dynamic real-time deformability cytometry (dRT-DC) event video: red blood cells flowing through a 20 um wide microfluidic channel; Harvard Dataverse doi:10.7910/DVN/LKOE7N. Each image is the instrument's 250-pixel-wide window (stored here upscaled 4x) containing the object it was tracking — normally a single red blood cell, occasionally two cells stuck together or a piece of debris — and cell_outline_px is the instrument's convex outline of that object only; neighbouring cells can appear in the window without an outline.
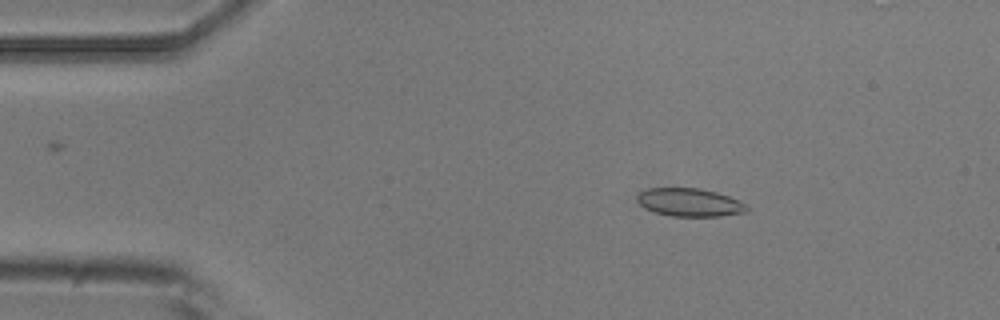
{"species": "common noctule bat (a hibernating species)", "species_latin": "Nyctalus noctula", "temperature_condition": "room temperature", "stored_images_in_passage": 53, "camera_frame_rate_fps": 3000, "um_per_image_px": 0.085, "animal": {"sex": "male", "body_mass_g": 20.5, "forearm_length_mm": 52.5}, "frame": {"image": 1, "passage_image": 8, "time_ms": 2.333, "image_size_px": [1000, 320], "cell_outline_px": [[748, 212], [720, 216], [672, 216], [656, 212], [644, 208], [636, 200], [636, 196], [644, 188], [700, 188], [716, 192], [728, 196], [744, 204], [748, 208]], "centroid_in_image_um": [58.58, 17.2], "position_along_channel_um": 26.4, "area_um2": 17.92}}
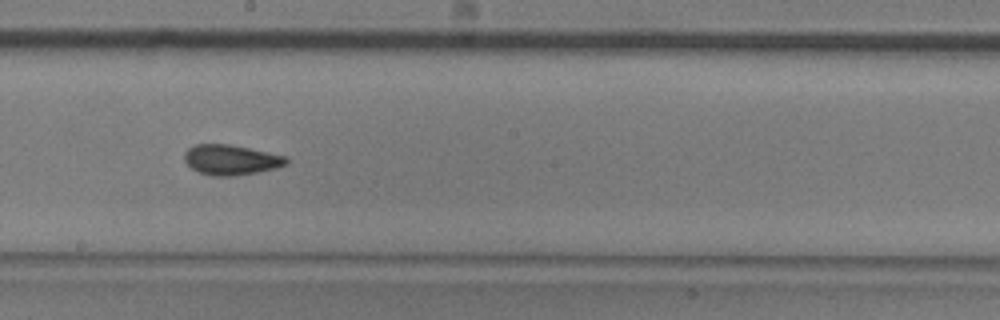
{"frame": {"image": 2, "passage_image": 29, "time_ms": 9.333, "image_size_px": [1000, 320], "cell_outline_px": [[288, 164], [276, 168], [256, 172], [232, 176], [212, 176], [200, 172], [192, 168], [184, 160], [184, 152], [188, 148], [196, 144], [228, 144], [288, 156]], "centroid_in_image_um": [19.64, 13.58], "position_along_channel_um": 228.6, "area_um2": 17.86}}
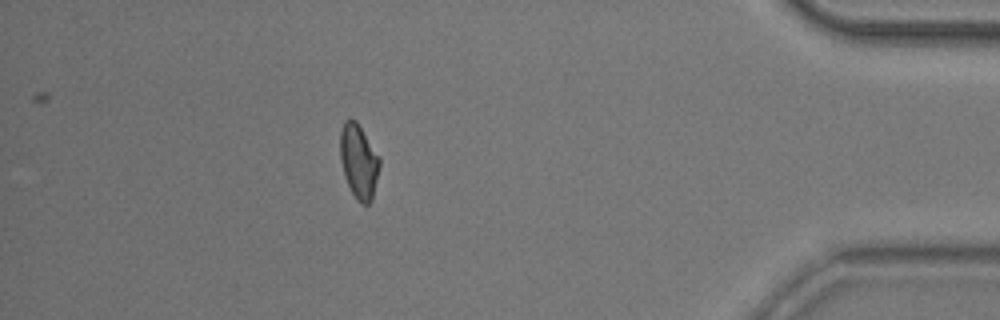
{"frame": {"image": 3, "passage_image": 47, "time_ms": 15.333, "image_size_px": [1000, 320], "cell_outline_px": [[380, 164], [372, 200], [368, 204], [360, 204], [356, 200], [344, 176], [340, 160], [340, 132], [344, 120], [348, 116], [356, 120], [380, 156]], "centroid_in_image_um": [30.49, 13.68], "position_along_channel_um": 404.7, "area_um2": 17.34}, "authors_computed_cell_mechanics": {"area_um2": 17.3978, "velocity_mm_per_s": 3.7221, "shape_relaxation_time_tau1_ms": 9.0785, "shape_relaxation_time_tau2_ms": 2.9954, "deformation_change_tau1": 0.1481, "deformation_change_tau2": 0.0704}}